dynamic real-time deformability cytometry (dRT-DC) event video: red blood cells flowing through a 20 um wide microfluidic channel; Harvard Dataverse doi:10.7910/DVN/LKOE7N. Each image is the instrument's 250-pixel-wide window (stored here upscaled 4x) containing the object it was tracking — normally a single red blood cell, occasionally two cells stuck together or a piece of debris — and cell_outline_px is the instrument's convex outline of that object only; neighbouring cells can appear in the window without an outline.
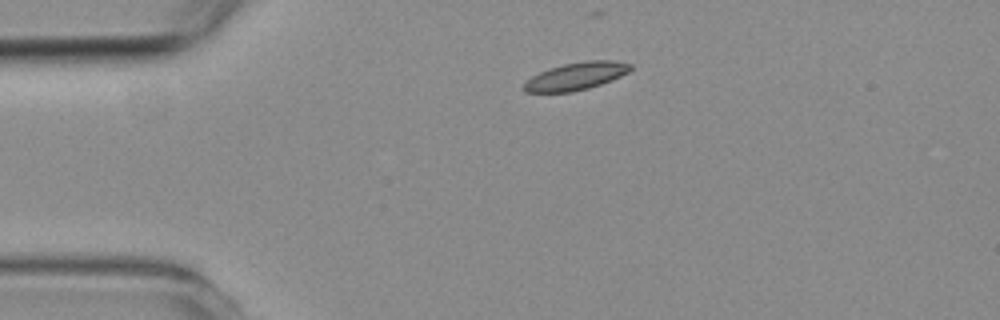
{"species": "common noctule bat (a hibernating species)", "species_latin": "Nyctalus noctula", "temperature_condition": "room temperature", "stored_images_in_passage": 2, "camera_frame_rate_fps": 3000, "um_per_image_px": 0.085, "animal": {"sex": "female", "body_mass_g": 19.3, "forearm_length_mm": 54.1}, "frame": {"image": 1, "passage_image": 1, "time_ms": 0.0, "image_size_px": [1000, 320], "cell_outline_px": [[632, 68], [628, 72], [612, 80], [588, 88], [572, 92], [524, 92], [520, 88], [532, 76], [548, 68], [564, 64], [584, 60], [612, 60], [632, 64]], "centroid_in_image_um": [48.95, 6.47], "position_along_channel_um": 36.1, "area_um2": 17.17}}